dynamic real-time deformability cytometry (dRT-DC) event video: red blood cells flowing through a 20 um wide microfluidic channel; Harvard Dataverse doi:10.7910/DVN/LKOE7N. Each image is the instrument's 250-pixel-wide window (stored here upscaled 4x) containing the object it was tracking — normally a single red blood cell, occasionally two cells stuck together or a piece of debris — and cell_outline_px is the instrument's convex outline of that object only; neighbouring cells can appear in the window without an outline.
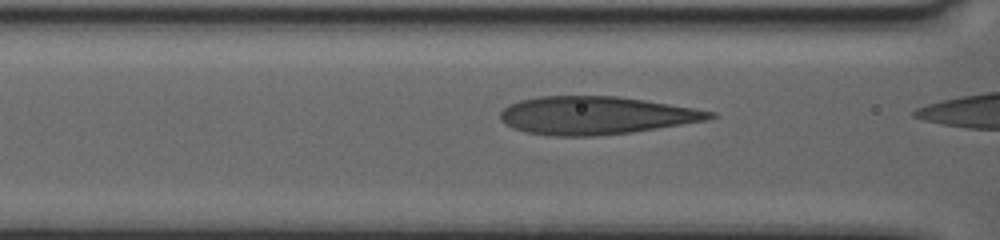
{"species": "human", "species_latin": "Homo sapiens", "temperature_condition": "warm", "stored_images_in_passage": 9, "camera_frame_rate_fps": 3000, "um_per_image_px": 0.085, "donor": {"sex": "female"}, "frame": {"image": 1, "passage_image": 7, "time_ms": 2.0, "image_size_px": [1000, 240], "cell_outline_px": [[716, 116], [708, 120], [632, 132], [596, 136], [552, 136], [528, 132], [516, 128], [500, 120], [500, 112], [504, 108], [520, 100], [540, 96], [616, 96], [644, 100], [716, 112]], "centroid_in_image_um": [50.66, 9.81], "position_along_channel_um": 115.9, "area_um2": 45.89}}